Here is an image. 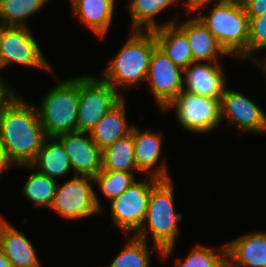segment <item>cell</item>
Here are the masks:
<instances>
[{
	"label": "cell",
	"instance_id": "cell-22",
	"mask_svg": "<svg viewBox=\"0 0 266 267\" xmlns=\"http://www.w3.org/2000/svg\"><path fill=\"white\" fill-rule=\"evenodd\" d=\"M177 22L165 25L154 30L157 46L168 56V58L185 69L193 63L187 35L176 26Z\"/></svg>",
	"mask_w": 266,
	"mask_h": 267
},
{
	"label": "cell",
	"instance_id": "cell-11",
	"mask_svg": "<svg viewBox=\"0 0 266 267\" xmlns=\"http://www.w3.org/2000/svg\"><path fill=\"white\" fill-rule=\"evenodd\" d=\"M184 69L173 63L157 46L151 55L146 81L155 100L165 110L184 89Z\"/></svg>",
	"mask_w": 266,
	"mask_h": 267
},
{
	"label": "cell",
	"instance_id": "cell-12",
	"mask_svg": "<svg viewBox=\"0 0 266 267\" xmlns=\"http://www.w3.org/2000/svg\"><path fill=\"white\" fill-rule=\"evenodd\" d=\"M236 125L241 133H266V113L244 94L225 88L220 100V119Z\"/></svg>",
	"mask_w": 266,
	"mask_h": 267
},
{
	"label": "cell",
	"instance_id": "cell-28",
	"mask_svg": "<svg viewBox=\"0 0 266 267\" xmlns=\"http://www.w3.org/2000/svg\"><path fill=\"white\" fill-rule=\"evenodd\" d=\"M133 175L131 172L101 170L93 181L111 202L136 181Z\"/></svg>",
	"mask_w": 266,
	"mask_h": 267
},
{
	"label": "cell",
	"instance_id": "cell-35",
	"mask_svg": "<svg viewBox=\"0 0 266 267\" xmlns=\"http://www.w3.org/2000/svg\"><path fill=\"white\" fill-rule=\"evenodd\" d=\"M0 267H12L10 261L6 258L1 248H0Z\"/></svg>",
	"mask_w": 266,
	"mask_h": 267
},
{
	"label": "cell",
	"instance_id": "cell-19",
	"mask_svg": "<svg viewBox=\"0 0 266 267\" xmlns=\"http://www.w3.org/2000/svg\"><path fill=\"white\" fill-rule=\"evenodd\" d=\"M125 103L122 98L91 130V138L101 150L131 133L133 125L127 122Z\"/></svg>",
	"mask_w": 266,
	"mask_h": 267
},
{
	"label": "cell",
	"instance_id": "cell-6",
	"mask_svg": "<svg viewBox=\"0 0 266 267\" xmlns=\"http://www.w3.org/2000/svg\"><path fill=\"white\" fill-rule=\"evenodd\" d=\"M119 92L102 78L80 75L77 131L90 133L98 121L124 97Z\"/></svg>",
	"mask_w": 266,
	"mask_h": 267
},
{
	"label": "cell",
	"instance_id": "cell-30",
	"mask_svg": "<svg viewBox=\"0 0 266 267\" xmlns=\"http://www.w3.org/2000/svg\"><path fill=\"white\" fill-rule=\"evenodd\" d=\"M266 48V14L249 17L248 59Z\"/></svg>",
	"mask_w": 266,
	"mask_h": 267
},
{
	"label": "cell",
	"instance_id": "cell-23",
	"mask_svg": "<svg viewBox=\"0 0 266 267\" xmlns=\"http://www.w3.org/2000/svg\"><path fill=\"white\" fill-rule=\"evenodd\" d=\"M179 0H131L129 12L132 21V30L154 31L165 25L176 23L175 17L163 25L157 23L156 15ZM144 25V26H143Z\"/></svg>",
	"mask_w": 266,
	"mask_h": 267
},
{
	"label": "cell",
	"instance_id": "cell-34",
	"mask_svg": "<svg viewBox=\"0 0 266 267\" xmlns=\"http://www.w3.org/2000/svg\"><path fill=\"white\" fill-rule=\"evenodd\" d=\"M14 164L9 160L5 146L3 145L0 138V174L4 173V171L10 169Z\"/></svg>",
	"mask_w": 266,
	"mask_h": 267
},
{
	"label": "cell",
	"instance_id": "cell-5",
	"mask_svg": "<svg viewBox=\"0 0 266 267\" xmlns=\"http://www.w3.org/2000/svg\"><path fill=\"white\" fill-rule=\"evenodd\" d=\"M79 77L61 80L43 97L38 111L46 137L77 131Z\"/></svg>",
	"mask_w": 266,
	"mask_h": 267
},
{
	"label": "cell",
	"instance_id": "cell-31",
	"mask_svg": "<svg viewBox=\"0 0 266 267\" xmlns=\"http://www.w3.org/2000/svg\"><path fill=\"white\" fill-rule=\"evenodd\" d=\"M248 17L266 14V0H241Z\"/></svg>",
	"mask_w": 266,
	"mask_h": 267
},
{
	"label": "cell",
	"instance_id": "cell-2",
	"mask_svg": "<svg viewBox=\"0 0 266 267\" xmlns=\"http://www.w3.org/2000/svg\"><path fill=\"white\" fill-rule=\"evenodd\" d=\"M172 179H160L151 189L147 212L141 228L133 235L148 240L147 232L152 237L153 249L160 257L167 258L175 245L179 234L178 221L182 214L174 208ZM146 224V225H145ZM148 226V227H147ZM148 228V230H146Z\"/></svg>",
	"mask_w": 266,
	"mask_h": 267
},
{
	"label": "cell",
	"instance_id": "cell-20",
	"mask_svg": "<svg viewBox=\"0 0 266 267\" xmlns=\"http://www.w3.org/2000/svg\"><path fill=\"white\" fill-rule=\"evenodd\" d=\"M21 167L35 168L54 180L56 177L65 176L72 168L62 143L56 137H46L35 160L30 165H21Z\"/></svg>",
	"mask_w": 266,
	"mask_h": 267
},
{
	"label": "cell",
	"instance_id": "cell-13",
	"mask_svg": "<svg viewBox=\"0 0 266 267\" xmlns=\"http://www.w3.org/2000/svg\"><path fill=\"white\" fill-rule=\"evenodd\" d=\"M63 145L75 175L94 178L102 170V150L88 132H70L56 137Z\"/></svg>",
	"mask_w": 266,
	"mask_h": 267
},
{
	"label": "cell",
	"instance_id": "cell-25",
	"mask_svg": "<svg viewBox=\"0 0 266 267\" xmlns=\"http://www.w3.org/2000/svg\"><path fill=\"white\" fill-rule=\"evenodd\" d=\"M50 0H0V23L27 27V18L37 13Z\"/></svg>",
	"mask_w": 266,
	"mask_h": 267
},
{
	"label": "cell",
	"instance_id": "cell-21",
	"mask_svg": "<svg viewBox=\"0 0 266 267\" xmlns=\"http://www.w3.org/2000/svg\"><path fill=\"white\" fill-rule=\"evenodd\" d=\"M72 11L98 37H105L114 14L115 0H70Z\"/></svg>",
	"mask_w": 266,
	"mask_h": 267
},
{
	"label": "cell",
	"instance_id": "cell-10",
	"mask_svg": "<svg viewBox=\"0 0 266 267\" xmlns=\"http://www.w3.org/2000/svg\"><path fill=\"white\" fill-rule=\"evenodd\" d=\"M170 108H175L179 124L192 133L210 132L221 124L219 99L199 96L183 89L164 111Z\"/></svg>",
	"mask_w": 266,
	"mask_h": 267
},
{
	"label": "cell",
	"instance_id": "cell-17",
	"mask_svg": "<svg viewBox=\"0 0 266 267\" xmlns=\"http://www.w3.org/2000/svg\"><path fill=\"white\" fill-rule=\"evenodd\" d=\"M226 258L240 267H266V231L252 232L228 242Z\"/></svg>",
	"mask_w": 266,
	"mask_h": 267
},
{
	"label": "cell",
	"instance_id": "cell-26",
	"mask_svg": "<svg viewBox=\"0 0 266 267\" xmlns=\"http://www.w3.org/2000/svg\"><path fill=\"white\" fill-rule=\"evenodd\" d=\"M57 184V180L35 170L23 185V195L35 206L51 208Z\"/></svg>",
	"mask_w": 266,
	"mask_h": 267
},
{
	"label": "cell",
	"instance_id": "cell-7",
	"mask_svg": "<svg viewBox=\"0 0 266 267\" xmlns=\"http://www.w3.org/2000/svg\"><path fill=\"white\" fill-rule=\"evenodd\" d=\"M93 186V178L80 175H75L62 186L57 184L51 209L66 220L102 213Z\"/></svg>",
	"mask_w": 266,
	"mask_h": 267
},
{
	"label": "cell",
	"instance_id": "cell-36",
	"mask_svg": "<svg viewBox=\"0 0 266 267\" xmlns=\"http://www.w3.org/2000/svg\"><path fill=\"white\" fill-rule=\"evenodd\" d=\"M249 59H252L253 63L261 66V68L263 69L264 73L266 74V57L263 59L264 61H260L258 58L254 57H250Z\"/></svg>",
	"mask_w": 266,
	"mask_h": 267
},
{
	"label": "cell",
	"instance_id": "cell-9",
	"mask_svg": "<svg viewBox=\"0 0 266 267\" xmlns=\"http://www.w3.org/2000/svg\"><path fill=\"white\" fill-rule=\"evenodd\" d=\"M29 27L5 26L0 29V68L10 63L51 71Z\"/></svg>",
	"mask_w": 266,
	"mask_h": 267
},
{
	"label": "cell",
	"instance_id": "cell-37",
	"mask_svg": "<svg viewBox=\"0 0 266 267\" xmlns=\"http://www.w3.org/2000/svg\"><path fill=\"white\" fill-rule=\"evenodd\" d=\"M223 267H239V266H236L234 264H232L227 258L223 264Z\"/></svg>",
	"mask_w": 266,
	"mask_h": 267
},
{
	"label": "cell",
	"instance_id": "cell-1",
	"mask_svg": "<svg viewBox=\"0 0 266 267\" xmlns=\"http://www.w3.org/2000/svg\"><path fill=\"white\" fill-rule=\"evenodd\" d=\"M0 138L13 164L30 165L46 138L36 106L15 95L0 114Z\"/></svg>",
	"mask_w": 266,
	"mask_h": 267
},
{
	"label": "cell",
	"instance_id": "cell-15",
	"mask_svg": "<svg viewBox=\"0 0 266 267\" xmlns=\"http://www.w3.org/2000/svg\"><path fill=\"white\" fill-rule=\"evenodd\" d=\"M162 138L159 132L145 130L141 133L133 125L134 156L137 168L141 173L150 172L153 177L169 179L170 176L167 172V166L164 163L157 165L162 154Z\"/></svg>",
	"mask_w": 266,
	"mask_h": 267
},
{
	"label": "cell",
	"instance_id": "cell-29",
	"mask_svg": "<svg viewBox=\"0 0 266 267\" xmlns=\"http://www.w3.org/2000/svg\"><path fill=\"white\" fill-rule=\"evenodd\" d=\"M226 260V245L217 251L211 247L196 245L185 261L176 260V267H223Z\"/></svg>",
	"mask_w": 266,
	"mask_h": 267
},
{
	"label": "cell",
	"instance_id": "cell-18",
	"mask_svg": "<svg viewBox=\"0 0 266 267\" xmlns=\"http://www.w3.org/2000/svg\"><path fill=\"white\" fill-rule=\"evenodd\" d=\"M194 16L186 20L178 27L187 35L193 62L219 63L218 57L228 55L218 44L215 37L203 24V22ZM220 55V56H219Z\"/></svg>",
	"mask_w": 266,
	"mask_h": 267
},
{
	"label": "cell",
	"instance_id": "cell-3",
	"mask_svg": "<svg viewBox=\"0 0 266 267\" xmlns=\"http://www.w3.org/2000/svg\"><path fill=\"white\" fill-rule=\"evenodd\" d=\"M130 35L110 60L102 77L116 90L140 86L146 81L150 58L157 47L153 31L132 30Z\"/></svg>",
	"mask_w": 266,
	"mask_h": 267
},
{
	"label": "cell",
	"instance_id": "cell-24",
	"mask_svg": "<svg viewBox=\"0 0 266 267\" xmlns=\"http://www.w3.org/2000/svg\"><path fill=\"white\" fill-rule=\"evenodd\" d=\"M102 170L141 172L134 156L133 128L130 134L102 150Z\"/></svg>",
	"mask_w": 266,
	"mask_h": 267
},
{
	"label": "cell",
	"instance_id": "cell-8",
	"mask_svg": "<svg viewBox=\"0 0 266 267\" xmlns=\"http://www.w3.org/2000/svg\"><path fill=\"white\" fill-rule=\"evenodd\" d=\"M159 180L151 175L136 180L110 202L113 225L122 229L126 233L125 236L129 237L130 232L136 233L141 228L147 212L150 191Z\"/></svg>",
	"mask_w": 266,
	"mask_h": 267
},
{
	"label": "cell",
	"instance_id": "cell-32",
	"mask_svg": "<svg viewBox=\"0 0 266 267\" xmlns=\"http://www.w3.org/2000/svg\"><path fill=\"white\" fill-rule=\"evenodd\" d=\"M7 82L0 77V114L4 107L15 97V92Z\"/></svg>",
	"mask_w": 266,
	"mask_h": 267
},
{
	"label": "cell",
	"instance_id": "cell-27",
	"mask_svg": "<svg viewBox=\"0 0 266 267\" xmlns=\"http://www.w3.org/2000/svg\"><path fill=\"white\" fill-rule=\"evenodd\" d=\"M148 242L133 235L109 267H149Z\"/></svg>",
	"mask_w": 266,
	"mask_h": 267
},
{
	"label": "cell",
	"instance_id": "cell-14",
	"mask_svg": "<svg viewBox=\"0 0 266 267\" xmlns=\"http://www.w3.org/2000/svg\"><path fill=\"white\" fill-rule=\"evenodd\" d=\"M183 75L186 91L221 100L227 83L220 63L193 62L184 69Z\"/></svg>",
	"mask_w": 266,
	"mask_h": 267
},
{
	"label": "cell",
	"instance_id": "cell-33",
	"mask_svg": "<svg viewBox=\"0 0 266 267\" xmlns=\"http://www.w3.org/2000/svg\"><path fill=\"white\" fill-rule=\"evenodd\" d=\"M210 1H213V0H188L186 2V14H189V13H193L194 11H197L199 10L200 8H205L206 4ZM227 1H230V0H218L217 2H215L214 0V5H217V4H220V3H224V2H227Z\"/></svg>",
	"mask_w": 266,
	"mask_h": 267
},
{
	"label": "cell",
	"instance_id": "cell-16",
	"mask_svg": "<svg viewBox=\"0 0 266 267\" xmlns=\"http://www.w3.org/2000/svg\"><path fill=\"white\" fill-rule=\"evenodd\" d=\"M0 248L12 267H42L30 240L1 216Z\"/></svg>",
	"mask_w": 266,
	"mask_h": 267
},
{
	"label": "cell",
	"instance_id": "cell-4",
	"mask_svg": "<svg viewBox=\"0 0 266 267\" xmlns=\"http://www.w3.org/2000/svg\"><path fill=\"white\" fill-rule=\"evenodd\" d=\"M210 15L197 16L224 51L239 60L248 59L249 17L241 0L214 5Z\"/></svg>",
	"mask_w": 266,
	"mask_h": 267
}]
</instances>
